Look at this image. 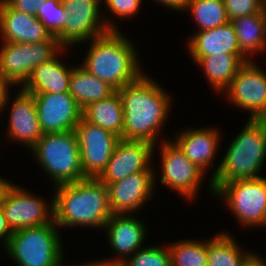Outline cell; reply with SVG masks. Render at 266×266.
<instances>
[{"mask_svg": "<svg viewBox=\"0 0 266 266\" xmlns=\"http://www.w3.org/2000/svg\"><path fill=\"white\" fill-rule=\"evenodd\" d=\"M117 91L124 112L121 139L144 141L155 146L159 129L170 115V95L145 74Z\"/></svg>", "mask_w": 266, "mask_h": 266, "instance_id": "6da1fadb", "label": "cell"}, {"mask_svg": "<svg viewBox=\"0 0 266 266\" xmlns=\"http://www.w3.org/2000/svg\"><path fill=\"white\" fill-rule=\"evenodd\" d=\"M53 198L54 222L60 228H102L112 216L108 189L97 178L58 185Z\"/></svg>", "mask_w": 266, "mask_h": 266, "instance_id": "7a4b0ae2", "label": "cell"}, {"mask_svg": "<svg viewBox=\"0 0 266 266\" xmlns=\"http://www.w3.org/2000/svg\"><path fill=\"white\" fill-rule=\"evenodd\" d=\"M90 42L81 66L116 91L136 81L144 73L139 70L137 50L119 30L109 31Z\"/></svg>", "mask_w": 266, "mask_h": 266, "instance_id": "3957f363", "label": "cell"}, {"mask_svg": "<svg viewBox=\"0 0 266 266\" xmlns=\"http://www.w3.org/2000/svg\"><path fill=\"white\" fill-rule=\"evenodd\" d=\"M266 158V119H248L211 175L210 190L235 180L258 179Z\"/></svg>", "mask_w": 266, "mask_h": 266, "instance_id": "277c9868", "label": "cell"}, {"mask_svg": "<svg viewBox=\"0 0 266 266\" xmlns=\"http://www.w3.org/2000/svg\"><path fill=\"white\" fill-rule=\"evenodd\" d=\"M56 186L86 179L75 131L46 133L30 149Z\"/></svg>", "mask_w": 266, "mask_h": 266, "instance_id": "5b68a950", "label": "cell"}, {"mask_svg": "<svg viewBox=\"0 0 266 266\" xmlns=\"http://www.w3.org/2000/svg\"><path fill=\"white\" fill-rule=\"evenodd\" d=\"M55 222L14 231L6 247L18 266H61L63 246Z\"/></svg>", "mask_w": 266, "mask_h": 266, "instance_id": "8992f818", "label": "cell"}, {"mask_svg": "<svg viewBox=\"0 0 266 266\" xmlns=\"http://www.w3.org/2000/svg\"><path fill=\"white\" fill-rule=\"evenodd\" d=\"M1 47L0 71L18 86L27 82L34 68L51 61L65 48L54 36L40 43L3 42Z\"/></svg>", "mask_w": 266, "mask_h": 266, "instance_id": "52a82bcc", "label": "cell"}, {"mask_svg": "<svg viewBox=\"0 0 266 266\" xmlns=\"http://www.w3.org/2000/svg\"><path fill=\"white\" fill-rule=\"evenodd\" d=\"M244 227L262 226L266 214V178L235 180L215 192Z\"/></svg>", "mask_w": 266, "mask_h": 266, "instance_id": "ba28073f", "label": "cell"}, {"mask_svg": "<svg viewBox=\"0 0 266 266\" xmlns=\"http://www.w3.org/2000/svg\"><path fill=\"white\" fill-rule=\"evenodd\" d=\"M101 0H61L69 19L64 22V46L77 45L109 31H117L112 20L101 16ZM101 16V17H100ZM89 39V40H88Z\"/></svg>", "mask_w": 266, "mask_h": 266, "instance_id": "9c48e42d", "label": "cell"}, {"mask_svg": "<svg viewBox=\"0 0 266 266\" xmlns=\"http://www.w3.org/2000/svg\"><path fill=\"white\" fill-rule=\"evenodd\" d=\"M74 131L78 139L84 175L87 178H97L108 164L120 138L83 117Z\"/></svg>", "mask_w": 266, "mask_h": 266, "instance_id": "30bf717a", "label": "cell"}, {"mask_svg": "<svg viewBox=\"0 0 266 266\" xmlns=\"http://www.w3.org/2000/svg\"><path fill=\"white\" fill-rule=\"evenodd\" d=\"M252 62L240 67L225 92L234 106L250 112L249 119H266V73Z\"/></svg>", "mask_w": 266, "mask_h": 266, "instance_id": "8fae6325", "label": "cell"}, {"mask_svg": "<svg viewBox=\"0 0 266 266\" xmlns=\"http://www.w3.org/2000/svg\"><path fill=\"white\" fill-rule=\"evenodd\" d=\"M169 141L160 144L161 184L176 190L186 199L194 200L205 172L193 164L173 141Z\"/></svg>", "mask_w": 266, "mask_h": 266, "instance_id": "7c38bea8", "label": "cell"}, {"mask_svg": "<svg viewBox=\"0 0 266 266\" xmlns=\"http://www.w3.org/2000/svg\"><path fill=\"white\" fill-rule=\"evenodd\" d=\"M49 205L41 197L33 196L19 185H14L1 204L11 230L39 227L54 222L53 199Z\"/></svg>", "mask_w": 266, "mask_h": 266, "instance_id": "4fadbf2b", "label": "cell"}, {"mask_svg": "<svg viewBox=\"0 0 266 266\" xmlns=\"http://www.w3.org/2000/svg\"><path fill=\"white\" fill-rule=\"evenodd\" d=\"M41 131H73L82 118V109L69 92L33 94Z\"/></svg>", "mask_w": 266, "mask_h": 266, "instance_id": "5bb4252c", "label": "cell"}, {"mask_svg": "<svg viewBox=\"0 0 266 266\" xmlns=\"http://www.w3.org/2000/svg\"><path fill=\"white\" fill-rule=\"evenodd\" d=\"M152 168L150 166L145 171L133 173L125 179L107 185L112 215L133 213L153 197L156 175Z\"/></svg>", "mask_w": 266, "mask_h": 266, "instance_id": "9a60e30c", "label": "cell"}, {"mask_svg": "<svg viewBox=\"0 0 266 266\" xmlns=\"http://www.w3.org/2000/svg\"><path fill=\"white\" fill-rule=\"evenodd\" d=\"M155 146L144 141L120 139L106 165L97 179L106 186L125 179L127 176L145 171L150 166Z\"/></svg>", "mask_w": 266, "mask_h": 266, "instance_id": "2e32d148", "label": "cell"}, {"mask_svg": "<svg viewBox=\"0 0 266 266\" xmlns=\"http://www.w3.org/2000/svg\"><path fill=\"white\" fill-rule=\"evenodd\" d=\"M104 229L107 230L109 244L118 254L116 259L102 261L105 264L123 263L129 255L141 249L147 234L142 221L130 214H113L106 222Z\"/></svg>", "mask_w": 266, "mask_h": 266, "instance_id": "e0dca14e", "label": "cell"}, {"mask_svg": "<svg viewBox=\"0 0 266 266\" xmlns=\"http://www.w3.org/2000/svg\"><path fill=\"white\" fill-rule=\"evenodd\" d=\"M11 103L7 136L30 150L43 136L33 94L21 87Z\"/></svg>", "mask_w": 266, "mask_h": 266, "instance_id": "ac0fdd59", "label": "cell"}, {"mask_svg": "<svg viewBox=\"0 0 266 266\" xmlns=\"http://www.w3.org/2000/svg\"><path fill=\"white\" fill-rule=\"evenodd\" d=\"M0 34L3 42L40 43L47 41L51 34L35 16L11 9L0 2Z\"/></svg>", "mask_w": 266, "mask_h": 266, "instance_id": "d6986e66", "label": "cell"}, {"mask_svg": "<svg viewBox=\"0 0 266 266\" xmlns=\"http://www.w3.org/2000/svg\"><path fill=\"white\" fill-rule=\"evenodd\" d=\"M174 143L186 157L206 173V169H213V159L218 150L220 134L213 128L184 129L174 133Z\"/></svg>", "mask_w": 266, "mask_h": 266, "instance_id": "ffe728a7", "label": "cell"}, {"mask_svg": "<svg viewBox=\"0 0 266 266\" xmlns=\"http://www.w3.org/2000/svg\"><path fill=\"white\" fill-rule=\"evenodd\" d=\"M193 35L187 46H189V53L196 63L202 57L209 55L243 54L231 21L214 29L197 31Z\"/></svg>", "mask_w": 266, "mask_h": 266, "instance_id": "44dd1931", "label": "cell"}, {"mask_svg": "<svg viewBox=\"0 0 266 266\" xmlns=\"http://www.w3.org/2000/svg\"><path fill=\"white\" fill-rule=\"evenodd\" d=\"M58 55L49 62L38 65L32 71L27 82L20 86L32 94L69 92L70 74L68 68Z\"/></svg>", "mask_w": 266, "mask_h": 266, "instance_id": "7402d4cb", "label": "cell"}, {"mask_svg": "<svg viewBox=\"0 0 266 266\" xmlns=\"http://www.w3.org/2000/svg\"><path fill=\"white\" fill-rule=\"evenodd\" d=\"M82 117L120 139L123 136L124 112L118 91L109 97L89 104L82 110Z\"/></svg>", "mask_w": 266, "mask_h": 266, "instance_id": "603a6c76", "label": "cell"}, {"mask_svg": "<svg viewBox=\"0 0 266 266\" xmlns=\"http://www.w3.org/2000/svg\"><path fill=\"white\" fill-rule=\"evenodd\" d=\"M251 58L244 54L221 53L202 57L197 65L205 71L212 88L218 93L224 92L236 76L240 67Z\"/></svg>", "mask_w": 266, "mask_h": 266, "instance_id": "cb8c5ba5", "label": "cell"}, {"mask_svg": "<svg viewBox=\"0 0 266 266\" xmlns=\"http://www.w3.org/2000/svg\"><path fill=\"white\" fill-rule=\"evenodd\" d=\"M115 91L112 86L90 74L82 66L72 68L69 93L82 110L91 103L109 97Z\"/></svg>", "mask_w": 266, "mask_h": 266, "instance_id": "d4e9b609", "label": "cell"}, {"mask_svg": "<svg viewBox=\"0 0 266 266\" xmlns=\"http://www.w3.org/2000/svg\"><path fill=\"white\" fill-rule=\"evenodd\" d=\"M242 53L248 58L266 49V12L231 21Z\"/></svg>", "mask_w": 266, "mask_h": 266, "instance_id": "484cf974", "label": "cell"}, {"mask_svg": "<svg viewBox=\"0 0 266 266\" xmlns=\"http://www.w3.org/2000/svg\"><path fill=\"white\" fill-rule=\"evenodd\" d=\"M227 232L207 240V266H243L253 252H245Z\"/></svg>", "mask_w": 266, "mask_h": 266, "instance_id": "4316f807", "label": "cell"}, {"mask_svg": "<svg viewBox=\"0 0 266 266\" xmlns=\"http://www.w3.org/2000/svg\"><path fill=\"white\" fill-rule=\"evenodd\" d=\"M188 9L198 24V31L214 29L229 21L224 0H188L184 11Z\"/></svg>", "mask_w": 266, "mask_h": 266, "instance_id": "83f0119b", "label": "cell"}, {"mask_svg": "<svg viewBox=\"0 0 266 266\" xmlns=\"http://www.w3.org/2000/svg\"><path fill=\"white\" fill-rule=\"evenodd\" d=\"M168 250L171 256V266H207V241L179 240Z\"/></svg>", "mask_w": 266, "mask_h": 266, "instance_id": "f1b7e54d", "label": "cell"}, {"mask_svg": "<svg viewBox=\"0 0 266 266\" xmlns=\"http://www.w3.org/2000/svg\"><path fill=\"white\" fill-rule=\"evenodd\" d=\"M51 36L56 37L64 47V22L69 19L61 0H47L38 7L36 16Z\"/></svg>", "mask_w": 266, "mask_h": 266, "instance_id": "f546056e", "label": "cell"}, {"mask_svg": "<svg viewBox=\"0 0 266 266\" xmlns=\"http://www.w3.org/2000/svg\"><path fill=\"white\" fill-rule=\"evenodd\" d=\"M167 248L160 246L141 247L132 256L121 263V266H171V256Z\"/></svg>", "mask_w": 266, "mask_h": 266, "instance_id": "4dcf8cb0", "label": "cell"}, {"mask_svg": "<svg viewBox=\"0 0 266 266\" xmlns=\"http://www.w3.org/2000/svg\"><path fill=\"white\" fill-rule=\"evenodd\" d=\"M229 21L238 17L266 12V0H224Z\"/></svg>", "mask_w": 266, "mask_h": 266, "instance_id": "1f68e13d", "label": "cell"}, {"mask_svg": "<svg viewBox=\"0 0 266 266\" xmlns=\"http://www.w3.org/2000/svg\"><path fill=\"white\" fill-rule=\"evenodd\" d=\"M142 0H104L107 10L119 18H129L140 10Z\"/></svg>", "mask_w": 266, "mask_h": 266, "instance_id": "d6a6232c", "label": "cell"}, {"mask_svg": "<svg viewBox=\"0 0 266 266\" xmlns=\"http://www.w3.org/2000/svg\"><path fill=\"white\" fill-rule=\"evenodd\" d=\"M47 0H4L11 8L27 15L36 16L38 7Z\"/></svg>", "mask_w": 266, "mask_h": 266, "instance_id": "836d02e7", "label": "cell"}, {"mask_svg": "<svg viewBox=\"0 0 266 266\" xmlns=\"http://www.w3.org/2000/svg\"><path fill=\"white\" fill-rule=\"evenodd\" d=\"M14 86L5 76V74H3L0 71V111H2V109H6V104L9 101V87Z\"/></svg>", "mask_w": 266, "mask_h": 266, "instance_id": "e575fe53", "label": "cell"}, {"mask_svg": "<svg viewBox=\"0 0 266 266\" xmlns=\"http://www.w3.org/2000/svg\"><path fill=\"white\" fill-rule=\"evenodd\" d=\"M13 234V231L8 226L2 206L0 205V239H3V244L6 247L9 245L10 238Z\"/></svg>", "mask_w": 266, "mask_h": 266, "instance_id": "d590c367", "label": "cell"}, {"mask_svg": "<svg viewBox=\"0 0 266 266\" xmlns=\"http://www.w3.org/2000/svg\"><path fill=\"white\" fill-rule=\"evenodd\" d=\"M155 1H157V3L159 2L163 4L164 6L172 8L174 10L184 11V8L188 0H155Z\"/></svg>", "mask_w": 266, "mask_h": 266, "instance_id": "8d00e7d4", "label": "cell"}, {"mask_svg": "<svg viewBox=\"0 0 266 266\" xmlns=\"http://www.w3.org/2000/svg\"><path fill=\"white\" fill-rule=\"evenodd\" d=\"M14 185L15 184L11 183L10 181L0 177V205L3 203L8 192Z\"/></svg>", "mask_w": 266, "mask_h": 266, "instance_id": "74e56055", "label": "cell"}, {"mask_svg": "<svg viewBox=\"0 0 266 266\" xmlns=\"http://www.w3.org/2000/svg\"><path fill=\"white\" fill-rule=\"evenodd\" d=\"M261 256L252 254L247 261L243 264V266H266V262Z\"/></svg>", "mask_w": 266, "mask_h": 266, "instance_id": "f35d334b", "label": "cell"}, {"mask_svg": "<svg viewBox=\"0 0 266 266\" xmlns=\"http://www.w3.org/2000/svg\"><path fill=\"white\" fill-rule=\"evenodd\" d=\"M76 266H99V261L97 260L94 263H92V261H91V263H85V264H82V265L81 264H78Z\"/></svg>", "mask_w": 266, "mask_h": 266, "instance_id": "ab89813d", "label": "cell"}, {"mask_svg": "<svg viewBox=\"0 0 266 266\" xmlns=\"http://www.w3.org/2000/svg\"><path fill=\"white\" fill-rule=\"evenodd\" d=\"M99 266H121L120 264H105L102 261L99 262Z\"/></svg>", "mask_w": 266, "mask_h": 266, "instance_id": "60d3db41", "label": "cell"}, {"mask_svg": "<svg viewBox=\"0 0 266 266\" xmlns=\"http://www.w3.org/2000/svg\"><path fill=\"white\" fill-rule=\"evenodd\" d=\"M263 226L266 227V214H265V218H264V223H263Z\"/></svg>", "mask_w": 266, "mask_h": 266, "instance_id": "b9f144b4", "label": "cell"}]
</instances>
